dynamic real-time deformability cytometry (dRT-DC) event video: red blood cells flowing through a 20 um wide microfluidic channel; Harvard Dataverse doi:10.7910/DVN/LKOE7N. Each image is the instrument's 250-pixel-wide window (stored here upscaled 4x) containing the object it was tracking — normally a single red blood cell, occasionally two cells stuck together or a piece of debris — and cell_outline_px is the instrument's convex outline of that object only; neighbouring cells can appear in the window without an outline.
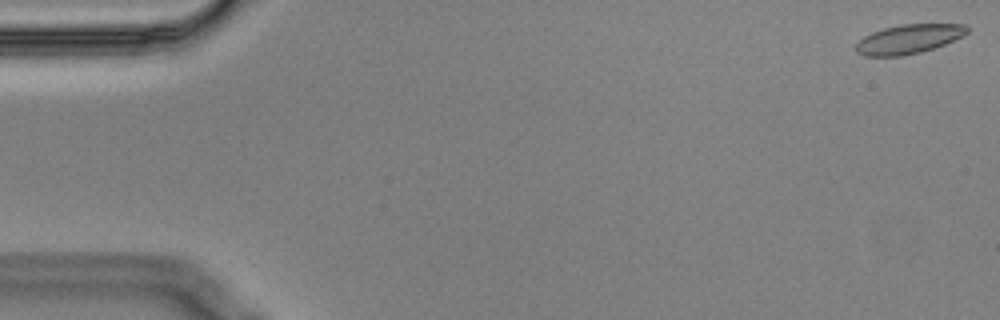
{"species": "Egyptian fruit bat (a non-hibernating species)", "species_latin": "Rousettus aegyptiacus", "temperature_condition": "cold", "stored_images_in_passage": 10, "camera_frame_rate_fps": 3000, "um_per_image_px": 0.085, "animal": {"sex": "male"}, "frame": {"image": 1, "passage_image": 1, "time_ms": 0.0, "image_size_px": [1000, 320], "cell_outline_px": [[968, 32], [964, 36], [944, 44], [920, 52], [900, 56], [864, 56], [856, 52], [856, 44], [864, 36], [872, 32], [884, 28], [900, 24], [964, 24], [968, 28]], "centroid_in_image_um": [77.23, 3.31], "position_along_channel_um": 7.8, "area_um2": 18.84}}